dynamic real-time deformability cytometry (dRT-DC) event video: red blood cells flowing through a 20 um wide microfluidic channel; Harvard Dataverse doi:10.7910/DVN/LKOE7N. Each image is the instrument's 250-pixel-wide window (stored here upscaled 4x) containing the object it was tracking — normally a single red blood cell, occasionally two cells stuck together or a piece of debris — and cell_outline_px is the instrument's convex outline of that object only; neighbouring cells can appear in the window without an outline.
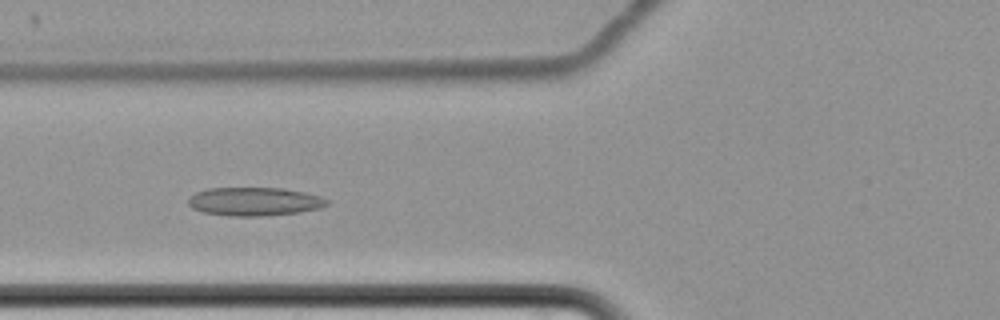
{"species": "common noctule bat (a hibernating species)", "species_latin": "Nyctalus noctula", "temperature_condition": "cold", "stored_images_in_passage": 66, "camera_frame_rate_fps": 3000, "um_per_image_px": 0.085, "animal": {"sex": "female", "body_mass_g": 22.7, "forearm_length_mm": 54.2}, "frame": {"image": 1, "passage_image": 29, "time_ms": 9.333, "image_size_px": [1000, 320], "cell_outline_px": [[328, 204], [320, 208], [300, 212], [260, 216], [232, 216], [204, 212], [192, 208], [188, 204], [188, 200], [196, 192], [208, 188], [284, 188], [304, 192], [320, 196], [328, 200]], "centroid_in_image_um": [21.64, 17.12], "position_along_channel_um": 104.2, "area_um2": 22.89}}
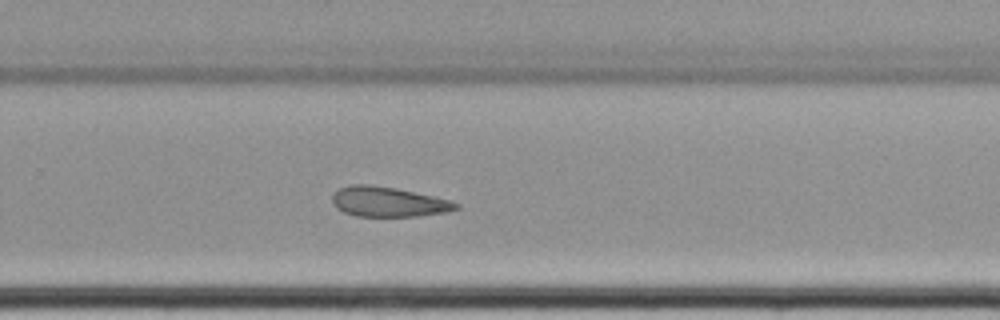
{"frame": {"image": 2, "passage_image": 46, "time_ms": 15.0, "image_size_px": [1000, 320], "cell_outline_px": [[460, 208], [448, 212], [416, 216], [356, 216], [344, 212], [336, 208], [332, 204], [332, 192], [340, 188], [352, 184], [368, 184], [396, 188], [436, 196], [460, 204]], "centroid_in_image_um": [32.99, 17.15], "position_along_channel_um": 296.8, "area_um2": 21.79}}
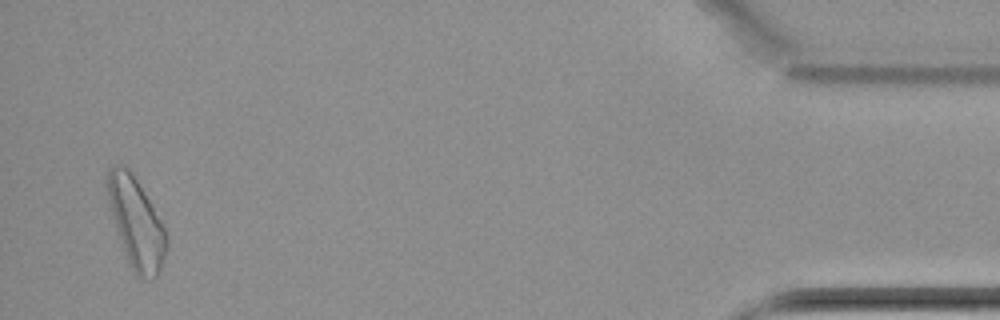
{"frame": {"image": 3, "passage_image": 64, "time_ms": 21.0, "image_size_px": [1000, 320], "cell_outline_px": [[168, 244], [164, 260], [156, 276], [152, 280], [140, 280], [136, 276], [128, 264], [116, 228], [104, 188], [108, 168], [112, 164], [124, 164], [132, 172], [160, 220], [168, 236]], "centroid_in_image_um": [11.54, 18.95], "position_along_channel_um": 423.7, "area_um2": 31.39}}